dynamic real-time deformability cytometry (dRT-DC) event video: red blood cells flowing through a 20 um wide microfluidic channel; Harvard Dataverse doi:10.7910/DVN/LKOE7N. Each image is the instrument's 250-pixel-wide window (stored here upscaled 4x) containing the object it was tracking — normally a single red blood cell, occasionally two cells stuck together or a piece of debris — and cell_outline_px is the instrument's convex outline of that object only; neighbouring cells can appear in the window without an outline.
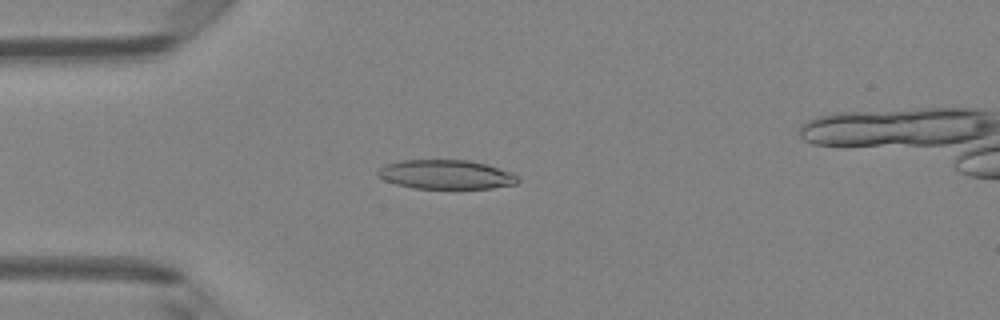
{"species": "Egyptian fruit bat (a non-hibernating species)", "species_latin": "Rousettus aegyptiacus", "temperature_condition": "room temperature", "stored_images_in_passage": 47, "camera_frame_rate_fps": 3000, "um_per_image_px": 0.085, "animal": {"sex": "female"}, "frame": {"image": 1, "passage_image": 13, "time_ms": 4.0, "image_size_px": [1000, 320], "cell_outline_px": [[520, 180], [516, 184], [492, 188], [416, 188], [396, 184], [384, 180], [376, 172], [384, 164], [400, 160], [468, 160], [484, 164], [512, 172]], "centroid_in_image_um": [37.89, 14.83], "position_along_channel_um": 47.1, "area_um2": 23.64}}
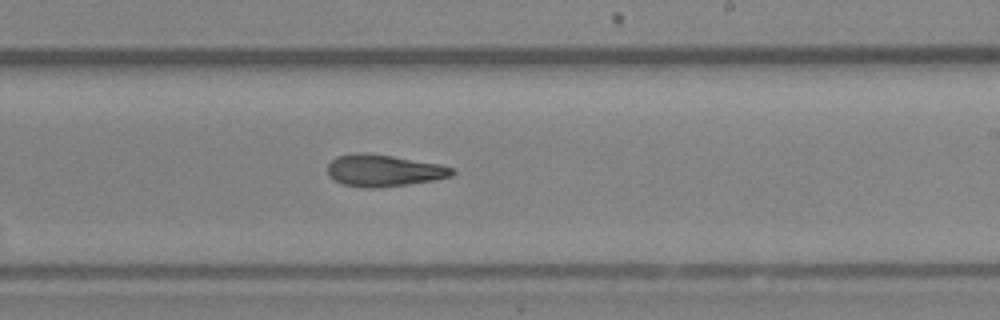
{"frame": {"image": 2, "passage_image": 29, "time_ms": 9.333, "image_size_px": [1000, 320], "cell_outline_px": [[456, 172], [452, 176], [432, 180], [408, 184], [376, 188], [372, 188], [344, 184], [336, 180], [328, 172], [328, 164], [336, 156], [356, 152], [392, 156], [440, 164], [452, 168]], "centroid_in_image_um": [32.64, 14.48], "position_along_channel_um": 256.4, "area_um2": 22.72}}
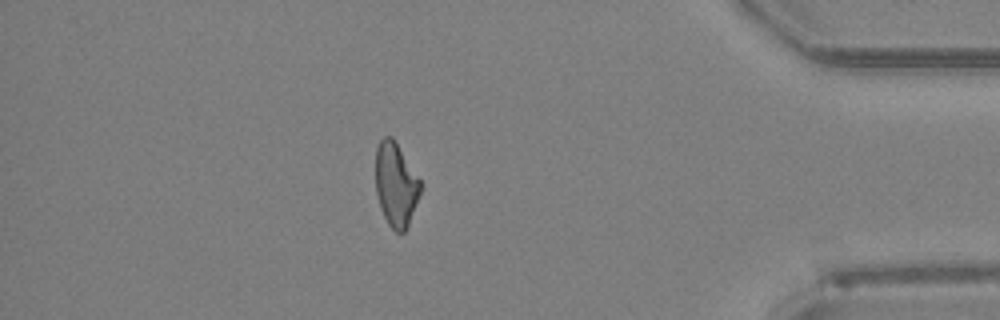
{"frame": {"image": 3, "passage_image": 42, "time_ms": 13.667, "image_size_px": [1000, 320], "cell_outline_px": [[420, 192], [408, 224], [404, 232], [396, 232], [388, 224], [380, 208], [376, 192], [376, 148], [380, 140], [384, 136], [392, 136], [420, 180]], "centroid_in_image_um": [33.62, 15.67], "position_along_channel_um": 401.6, "area_um2": 21.5}, "authors_computed_cell_mechanics": {"area_um2": 23.5824, "velocity_mm_per_s": 4.2438, "shape_relaxation_time_tau1_ms": 8.9832, "shape_relaxation_time_tau2_ms": 6.7853, "deformation_change_tau1": 0.2031, "deformation_change_tau2": 0.1983}}